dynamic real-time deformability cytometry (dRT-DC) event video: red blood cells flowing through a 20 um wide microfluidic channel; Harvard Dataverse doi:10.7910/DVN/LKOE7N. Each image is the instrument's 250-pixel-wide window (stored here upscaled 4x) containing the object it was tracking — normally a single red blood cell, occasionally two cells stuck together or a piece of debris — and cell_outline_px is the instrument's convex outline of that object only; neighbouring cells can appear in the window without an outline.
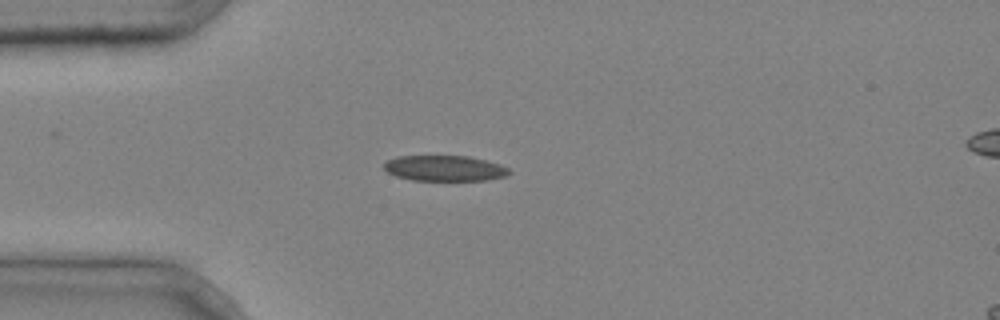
{"species": "common noctule bat (a hibernating species)", "species_latin": "Nyctalus noctula", "temperature_condition": "cold", "stored_images_in_passage": 2, "camera_frame_rate_fps": 3000, "um_per_image_px": 0.085, "animal": {"sex": "male", "body_mass_g": 20.4}, "frame": {"image": 1, "passage_image": 1, "time_ms": 0.0, "image_size_px": [1000, 320], "cell_outline_px": [[512, 172], [504, 176], [488, 180], [412, 180], [396, 176], [388, 172], [384, 168], [384, 164], [388, 160], [396, 156], [468, 156], [500, 164], [508, 168]], "centroid_in_image_um": [37.79, 14.3], "position_along_channel_um": 47.2, "area_um2": 18.55}}